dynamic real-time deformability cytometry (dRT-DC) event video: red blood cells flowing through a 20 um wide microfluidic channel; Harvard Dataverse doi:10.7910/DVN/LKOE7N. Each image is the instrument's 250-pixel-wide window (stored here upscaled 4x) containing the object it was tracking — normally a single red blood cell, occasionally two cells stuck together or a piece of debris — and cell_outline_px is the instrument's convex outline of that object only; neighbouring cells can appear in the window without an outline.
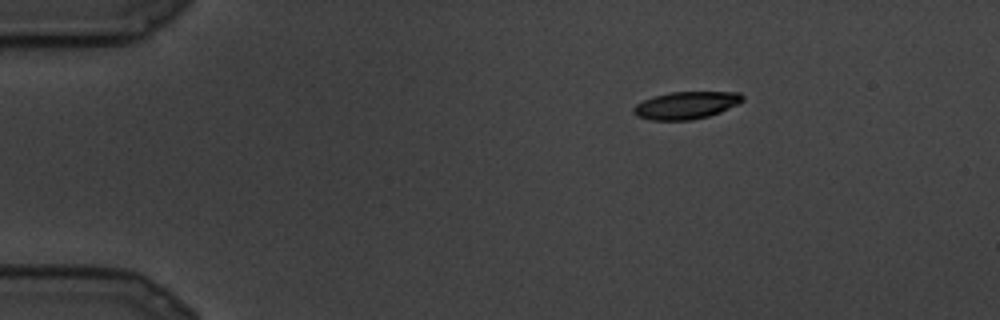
{"species": "common noctule bat (a hibernating species)", "species_latin": "Nyctalus noctula", "temperature_condition": "cold", "stored_images_in_passage": 5, "camera_frame_rate_fps": 3000, "um_per_image_px": 0.085, "animal": {"sex": "male", "body_mass_g": 19.5, "forearm_length_mm": 54.6}, "frame": {"image": 1, "passage_image": 1, "time_ms": 0.0, "image_size_px": [1000, 320], "cell_outline_px": [[744, 100], [720, 112], [708, 116], [692, 120], [652, 120], [636, 116], [632, 112], [632, 108], [636, 104], [652, 96], [668, 92], [740, 92], [744, 96]], "centroid_in_image_um": [58.28, 8.94], "position_along_channel_um": 26.7, "area_um2": 17.46}}
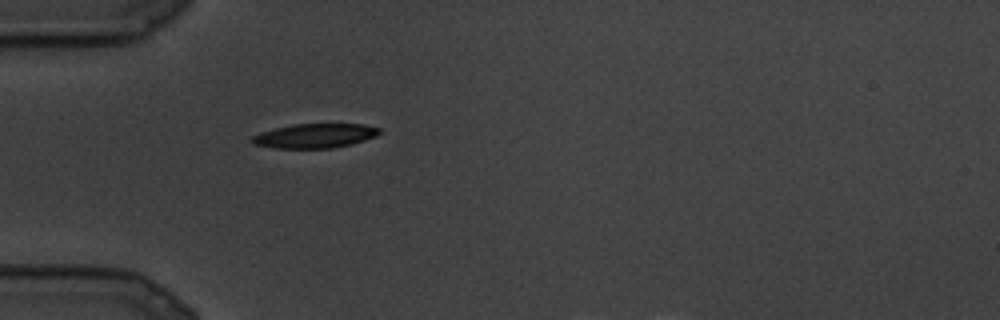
{"frame": {"image": 2, "passage_image": 5, "time_ms": 1.333, "image_size_px": [1000, 320], "cell_outline_px": [[380, 132], [376, 136], [352, 144], [332, 148], [272, 148], [256, 144], [252, 140], [252, 136], [260, 132], [276, 128], [296, 124], [364, 124], [380, 128]], "centroid_in_image_um": [26.79, 11.54], "position_along_channel_um": 58.2, "area_um2": 17.92}}